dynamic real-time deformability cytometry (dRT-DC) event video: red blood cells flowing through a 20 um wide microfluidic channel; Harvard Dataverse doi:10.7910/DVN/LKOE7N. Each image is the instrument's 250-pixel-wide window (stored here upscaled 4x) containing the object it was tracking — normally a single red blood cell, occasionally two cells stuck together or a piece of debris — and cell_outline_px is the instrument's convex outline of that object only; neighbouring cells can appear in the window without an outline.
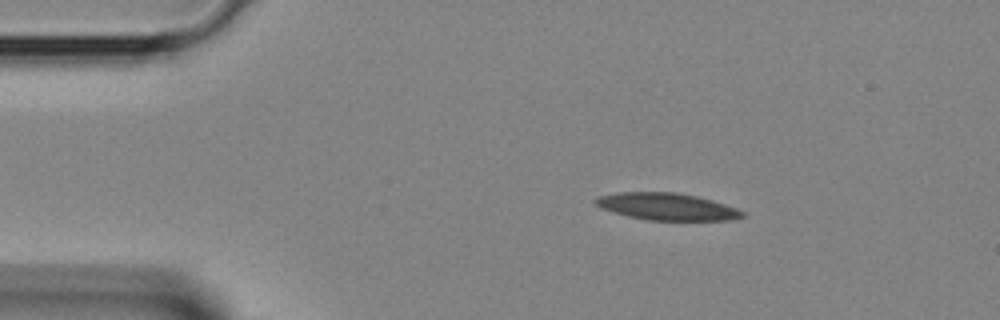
{"species": "Egyptian fruit bat (a non-hibernating species)", "species_latin": "Rousettus aegyptiacus", "temperature_condition": "room temperature", "stored_images_in_passage": 2, "camera_frame_rate_fps": 3000, "um_per_image_px": 0.085, "animal": {"sex": "female"}, "frame": {"image": 1, "passage_image": 1, "time_ms": 0.0, "image_size_px": [1000, 320], "cell_outline_px": [[748, 216], [732, 220], [648, 220], [628, 216], [600, 208], [592, 200], [596, 196], [616, 192], [676, 192], [696, 196], [712, 200], [736, 208], [744, 212]], "centroid_in_image_um": [56.67, 17.56], "position_along_channel_um": 28.3, "area_um2": 23.29}}
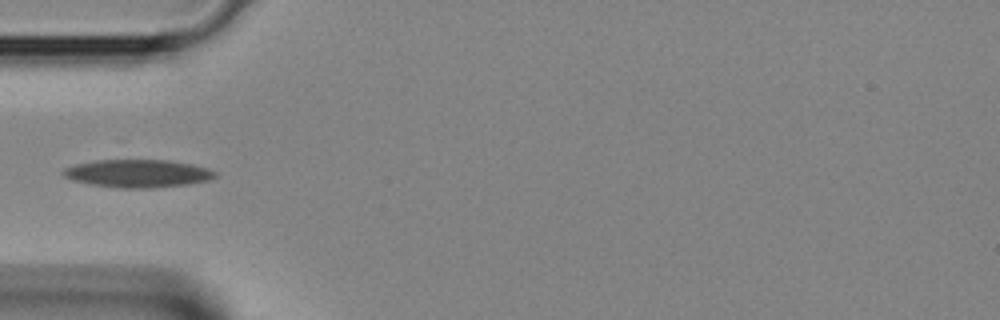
{"frame": {"image": 2, "passage_image": 2, "time_ms": 0.333, "image_size_px": [1000, 320], "cell_outline_px": [[216, 176], [208, 180], [188, 184], [152, 188], [124, 188], [92, 184], [72, 180], [64, 176], [60, 172], [64, 168], [76, 164], [96, 160], [168, 160], [192, 164], [208, 168], [216, 172]], "centroid_in_image_um": [11.71, 14.74], "position_along_channel_um": 73.3, "area_um2": 24.57}}